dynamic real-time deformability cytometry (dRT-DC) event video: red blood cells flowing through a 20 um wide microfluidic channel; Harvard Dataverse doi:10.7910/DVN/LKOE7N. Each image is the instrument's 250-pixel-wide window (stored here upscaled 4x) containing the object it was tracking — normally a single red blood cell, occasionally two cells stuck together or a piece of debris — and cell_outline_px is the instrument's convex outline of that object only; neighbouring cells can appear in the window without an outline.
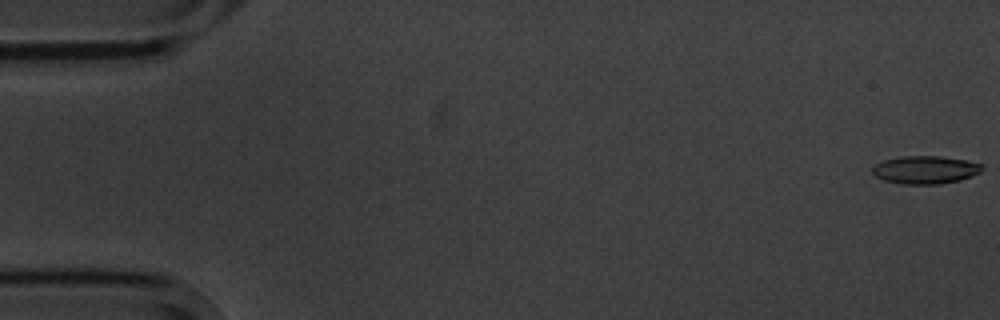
{"species": "common noctule bat (a hibernating species)", "species_latin": "Nyctalus noctula", "temperature_condition": "cold", "stored_images_in_passage": 5, "camera_frame_rate_fps": 3000, "um_per_image_px": 0.085, "animal": {"sex": "male", "body_mass_g": 20.1, "forearm_length_mm": 53.5}, "frame": {"image": 1, "passage_image": 1, "time_ms": 0.0, "image_size_px": [1000, 320], "cell_outline_px": [[984, 168], [980, 172], [972, 176], [960, 180], [940, 184], [900, 184], [884, 180], [876, 176], [872, 172], [872, 168], [876, 164], [884, 160], [900, 156], [940, 156], [964, 160], [984, 164]], "centroid_in_image_um": [78.67, 14.43], "position_along_channel_um": 6.3, "area_um2": 17.92}}
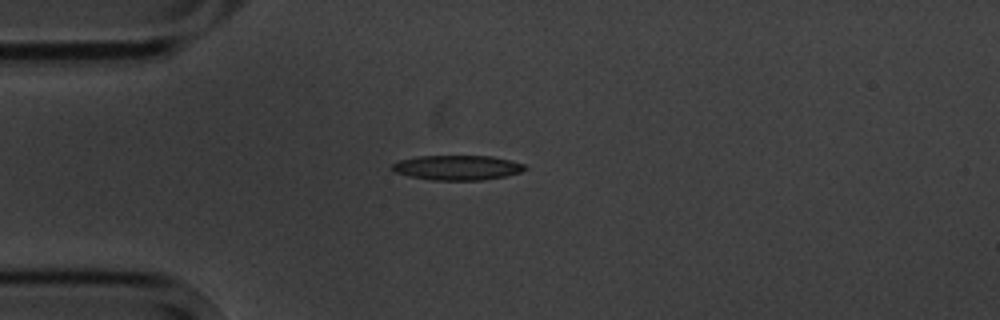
{"frame": {"image": 2, "passage_image": 5, "time_ms": 4.667, "image_size_px": [1000, 320], "cell_outline_px": [[528, 168], [520, 172], [504, 176], [480, 180], [432, 180], [408, 176], [396, 172], [392, 168], [392, 164], [400, 160], [420, 156], [492, 156], [524, 164]], "centroid_in_image_um": [38.87, 14.25], "position_along_channel_um": 46.1, "area_um2": 18.96}}